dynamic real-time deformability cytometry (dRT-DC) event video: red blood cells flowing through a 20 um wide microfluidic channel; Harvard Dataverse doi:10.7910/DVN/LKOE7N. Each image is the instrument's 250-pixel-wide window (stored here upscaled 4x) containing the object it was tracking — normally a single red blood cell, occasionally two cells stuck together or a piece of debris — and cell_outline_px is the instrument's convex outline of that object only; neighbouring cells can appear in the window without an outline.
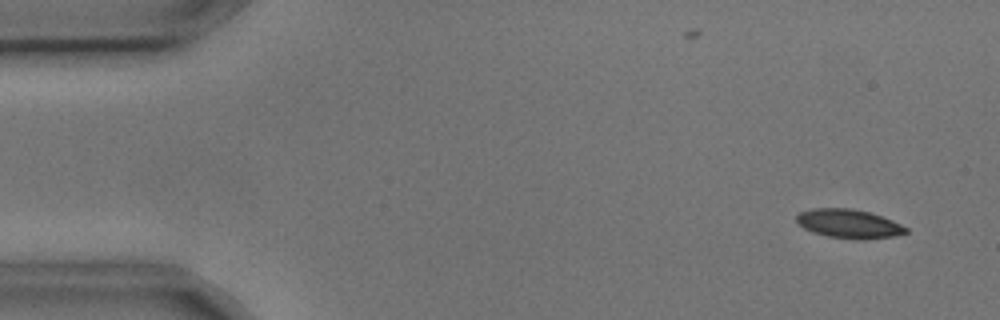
{"species": "common noctule bat (a hibernating species)", "species_latin": "Nyctalus noctula", "temperature_condition": "cold", "stored_images_in_passage": 5, "camera_frame_rate_fps": 3000, "um_per_image_px": 0.085, "animal": {"sex": "male", "body_mass_g": 17.9, "forearm_length_mm": 54.2}, "frame": {"image": 1, "passage_image": 2, "time_ms": 0.333, "image_size_px": [1000, 320], "cell_outline_px": [[908, 232], [896, 236], [864, 240], [856, 240], [828, 236], [812, 232], [804, 228], [796, 220], [796, 216], [800, 212], [812, 208], [852, 208], [868, 212], [892, 220], [908, 228]], "centroid_in_image_um": [72.17, 19.03], "position_along_channel_um": 12.8, "area_um2": 18.5}}